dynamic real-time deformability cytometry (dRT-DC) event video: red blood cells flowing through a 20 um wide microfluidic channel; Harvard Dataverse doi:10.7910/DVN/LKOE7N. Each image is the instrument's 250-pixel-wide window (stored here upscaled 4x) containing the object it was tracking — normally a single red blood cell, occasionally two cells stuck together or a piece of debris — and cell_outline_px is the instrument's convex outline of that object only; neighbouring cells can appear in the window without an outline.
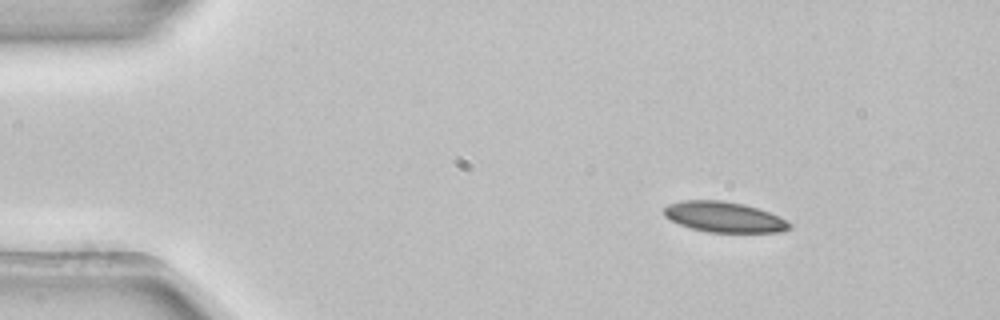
{"species": "common noctule bat (a hibernating species)", "species_latin": "Nyctalus noctula", "temperature_condition": "room temperature", "stored_images_in_passage": 2, "camera_frame_rate_fps": 3000, "um_per_image_px": 0.085, "animal": {"sex": "female", "body_mass_g": 22.7, "forearm_length_mm": 54.2}, "frame": {"image": 1, "passage_image": 1, "time_ms": 0.0, "image_size_px": [1000, 320], "cell_outline_px": [[792, 228], [780, 232], [708, 232], [692, 228], [680, 224], [664, 216], [664, 208], [668, 204], [680, 200], [724, 200], [744, 204], [768, 212], [792, 224]], "centroid_in_image_um": [61.52, 18.44], "position_along_channel_um": 23.5, "area_um2": 22.14}}
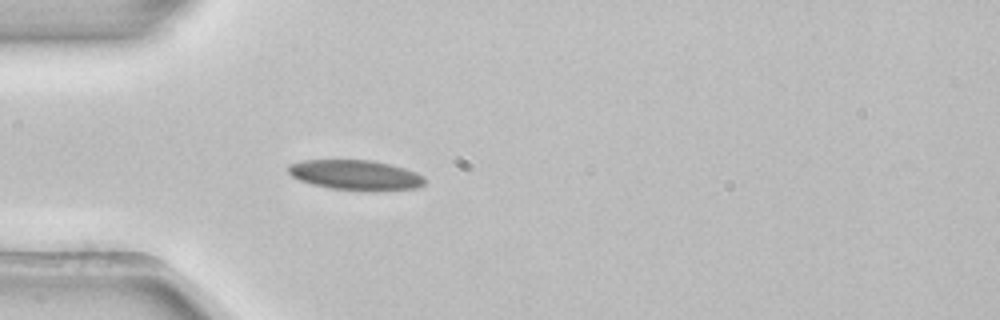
{"frame": {"image": 2, "passage_image": 2, "time_ms": 0.333, "image_size_px": [1000, 320], "cell_outline_px": [[424, 184], [416, 188], [328, 188], [312, 184], [300, 180], [292, 176], [284, 168], [288, 164], [304, 160], [372, 160], [392, 164], [416, 172], [424, 176]], "centroid_in_image_um": [30.13, 14.82], "position_along_channel_um": 54.9, "area_um2": 23.06}}